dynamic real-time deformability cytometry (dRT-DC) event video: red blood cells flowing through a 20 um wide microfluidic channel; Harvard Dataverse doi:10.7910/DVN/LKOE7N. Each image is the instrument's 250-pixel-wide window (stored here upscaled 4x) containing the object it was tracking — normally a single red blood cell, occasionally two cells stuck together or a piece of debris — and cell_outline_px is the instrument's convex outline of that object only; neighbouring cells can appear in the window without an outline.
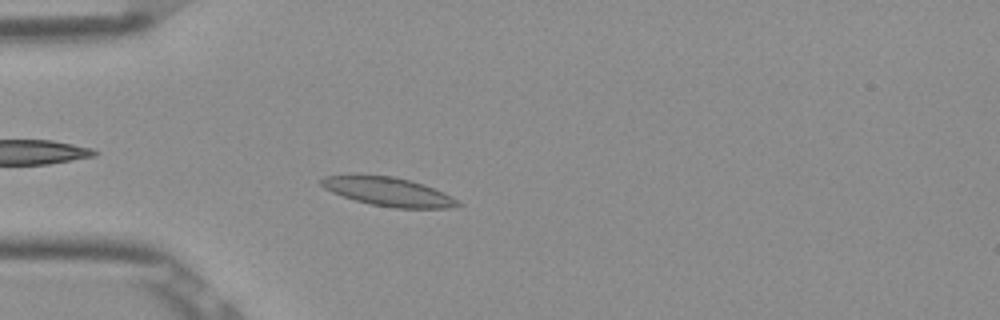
{"species": "Egyptian fruit bat (a non-hibernating species)", "species_latin": "Rousettus aegyptiacus", "temperature_condition": "room temperature", "stored_images_in_passage": 48, "camera_frame_rate_fps": 3000, "um_per_image_px": 0.085, "frame": {"image": 1, "passage_image": 10, "time_ms": 3.0, "image_size_px": [1000, 320], "cell_outline_px": [[464, 204], [448, 208], [396, 208], [372, 204], [356, 200], [332, 192], [324, 188], [320, 184], [320, 180], [324, 176], [352, 172], [356, 172], [396, 176], [424, 184], [444, 192]], "centroid_in_image_um": [32.95, 16.23], "position_along_channel_um": 52.1, "area_um2": 23.58}}
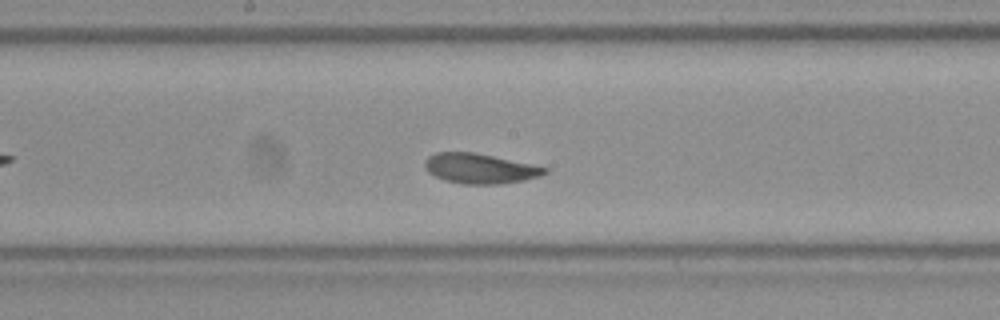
{"frame": {"image": 2, "passage_image": 23, "time_ms": 7.333, "image_size_px": [1000, 320], "cell_outline_px": [[548, 172], [540, 176], [524, 180], [500, 184], [460, 184], [444, 180], [428, 172], [424, 168], [424, 160], [428, 156], [436, 152], [476, 152], [532, 164], [548, 168]], "centroid_in_image_um": [40.77, 14.32], "position_along_channel_um": 207.4, "area_um2": 21.15}}
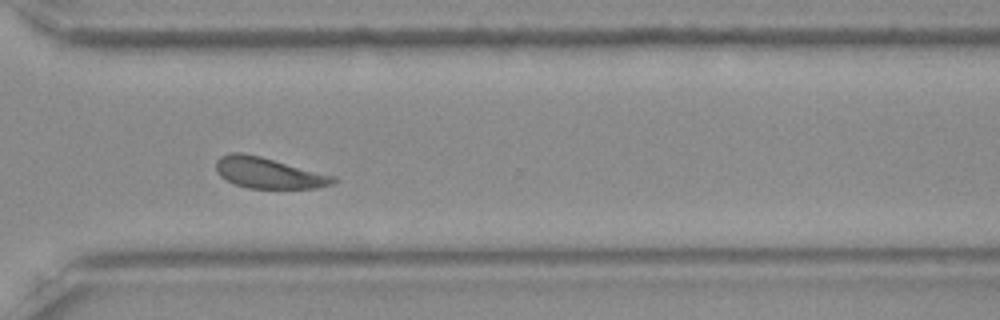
{"frame": {"image": 3, "passage_image": 34, "time_ms": 11.0, "image_size_px": [1000, 320], "cell_outline_px": [[336, 180], [332, 184], [316, 188], [248, 188], [236, 184], [220, 176], [216, 172], [216, 160], [220, 156], [232, 152], [240, 152], [260, 156], [336, 176]], "centroid_in_image_um": [22.81, 14.69], "position_along_channel_um": 347.8, "area_um2": 20.98}, "authors_computed_cell_mechanics": {"area_um2": 21.1837, "velocity_mm_per_s": 3.8338, "shape_relaxation_time_tau1_ms": 4.1709, "shape_relaxation_time_tau2_ms": 3.7222, "deformation_change_tau1": 0.1158, "deformation_change_tau2": 0.0892}}